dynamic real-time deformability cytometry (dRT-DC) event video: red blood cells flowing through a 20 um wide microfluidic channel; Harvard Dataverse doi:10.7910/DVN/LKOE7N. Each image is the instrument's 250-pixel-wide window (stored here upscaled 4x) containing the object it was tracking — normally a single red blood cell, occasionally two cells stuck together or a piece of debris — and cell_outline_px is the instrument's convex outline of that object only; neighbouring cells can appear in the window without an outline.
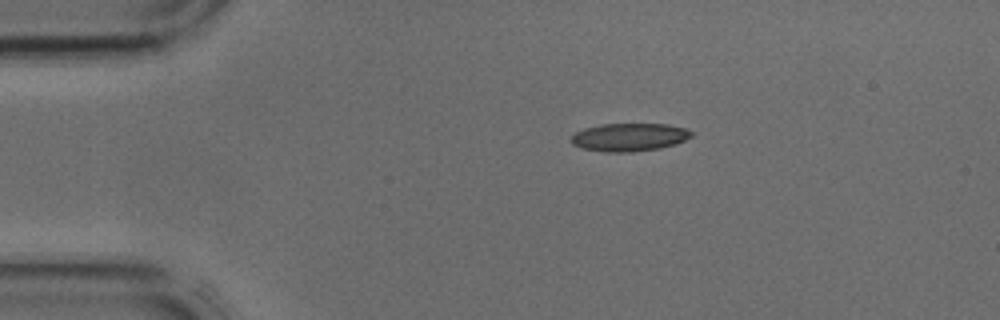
{"species": "common noctule bat (a hibernating species)", "species_latin": "Nyctalus noctula", "temperature_condition": "cold", "stored_images_in_passage": 35, "camera_frame_rate_fps": 3000, "um_per_image_px": 0.085, "animal": {"sex": "male", "body_mass_g": 17.9, "forearm_length_mm": 54.2}, "frame": {"image": 1, "passage_image": 1, "time_ms": 0.0, "image_size_px": [1000, 320], "cell_outline_px": [[692, 136], [684, 140], [660, 148], [632, 152], [604, 152], [580, 148], [572, 144], [568, 140], [576, 132], [584, 128], [600, 124], [668, 124], [684, 128], [692, 132]], "centroid_in_image_um": [53.42, 11.66], "position_along_channel_um": 31.6, "area_um2": 19.65}}
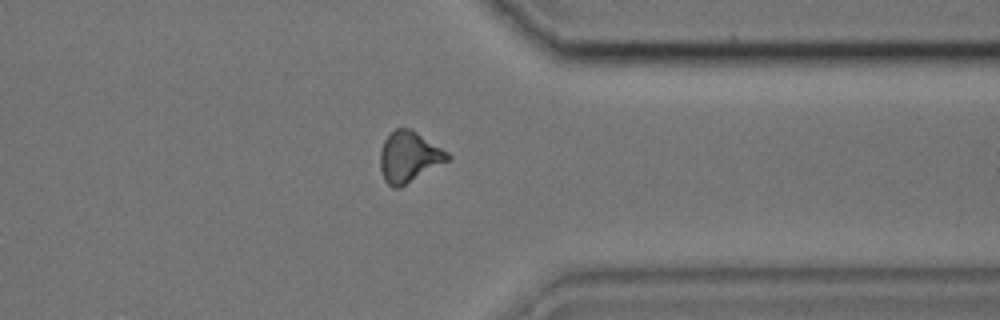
{"frame": {"image": 2, "passage_image": 26, "time_ms": 8.333, "image_size_px": [1000, 320], "cell_outline_px": [[452, 160], [400, 188], [392, 188], [384, 180], [380, 168], [380, 152], [384, 140], [396, 128], [412, 128], [448, 152], [452, 156]], "centroid_in_image_um": [34.81, 13.35], "position_along_channel_um": 376.6, "area_um2": 20.4}}
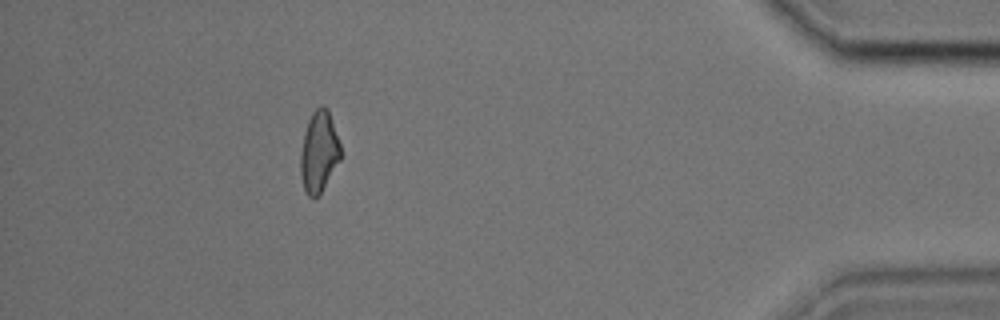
{"frame": {"image": 3, "passage_image": 31, "time_ms": 10.0, "image_size_px": [1000, 320], "cell_outline_px": [[340, 160], [320, 196], [308, 196], [304, 188], [300, 176], [300, 152], [304, 132], [308, 120], [312, 112], [320, 104], [324, 104], [328, 108], [340, 144]], "centroid_in_image_um": [27.1, 12.89], "position_along_channel_um": 408.1, "area_um2": 19.19}}